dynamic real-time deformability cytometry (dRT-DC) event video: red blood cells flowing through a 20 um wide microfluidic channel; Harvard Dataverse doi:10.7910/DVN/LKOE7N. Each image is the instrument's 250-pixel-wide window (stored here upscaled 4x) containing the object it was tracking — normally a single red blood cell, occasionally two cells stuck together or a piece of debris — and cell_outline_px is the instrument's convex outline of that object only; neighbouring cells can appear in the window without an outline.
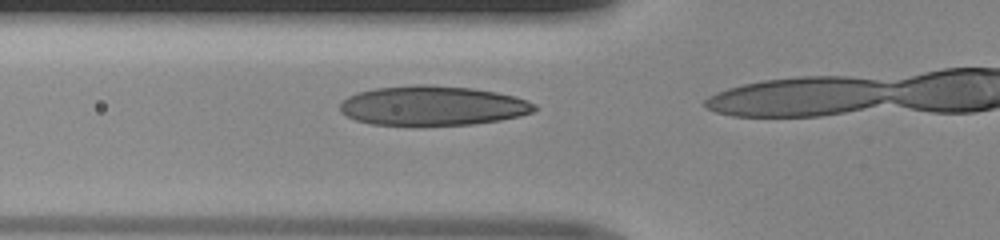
{"species": "human", "species_latin": "Homo sapiens", "temperature_condition": "room temperature", "stored_images_in_passage": 16, "camera_frame_rate_fps": 3000, "um_per_image_px": 0.085, "donor": {"sex": "male"}, "frame": {"image": 1, "passage_image": 12, "time_ms": 3.667, "image_size_px": [1000, 240], "cell_outline_px": [[540, 108], [532, 112], [520, 116], [500, 120], [472, 124], [424, 128], [412, 128], [372, 124], [356, 120], [340, 112], [340, 100], [356, 92], [376, 88], [412, 84], [428, 84], [472, 88], [496, 92], [516, 96], [528, 100], [536, 104]], "centroid_in_image_um": [36.75, 9.02], "position_along_channel_um": 89.0, "area_um2": 46.53}}
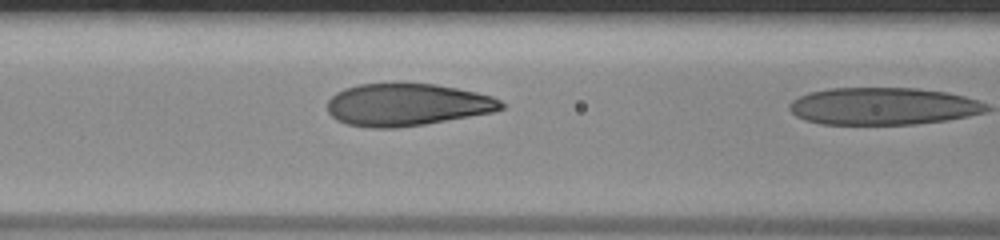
{"frame": {"image": 2, "passage_image": 15, "time_ms": 4.667, "image_size_px": [1000, 240], "cell_outline_px": [[504, 108], [492, 112], [424, 124], [396, 128], [368, 128], [348, 124], [336, 120], [328, 112], [328, 100], [336, 92], [344, 88], [360, 84], [436, 84], [476, 92], [492, 96], [500, 100], [504, 104]], "centroid_in_image_um": [34.57, 8.9], "position_along_channel_um": 132.0, "area_um2": 42.66}}